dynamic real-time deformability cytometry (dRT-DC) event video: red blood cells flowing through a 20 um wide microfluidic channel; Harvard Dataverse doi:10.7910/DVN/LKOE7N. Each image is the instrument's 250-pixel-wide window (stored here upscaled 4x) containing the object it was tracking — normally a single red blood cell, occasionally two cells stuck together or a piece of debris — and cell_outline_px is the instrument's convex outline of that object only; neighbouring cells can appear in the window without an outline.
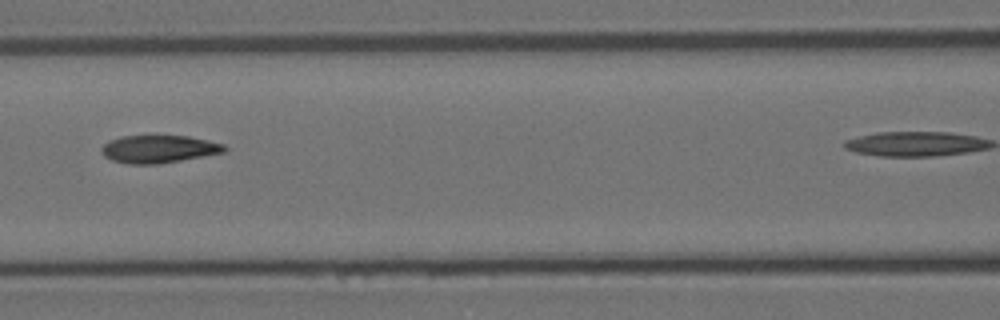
{"species": "Egyptian fruit bat (a non-hibernating species)", "species_latin": "Rousettus aegyptiacus", "temperature_condition": "room temperature", "stored_images_in_passage": 6, "camera_frame_rate_fps": 3000, "um_per_image_px": 0.085, "animal": {"sex": "female"}, "frame": {"image": 1, "passage_image": 5, "time_ms": 4.667, "image_size_px": [1000, 320], "cell_outline_px": [[228, 148], [224, 152], [180, 160], [156, 164], [128, 164], [112, 160], [104, 156], [100, 152], [100, 148], [108, 140], [120, 136], [188, 136], [208, 140], [224, 144]], "centroid_in_image_um": [13.45, 12.66], "position_along_channel_um": 153.1, "area_um2": 19.83}}